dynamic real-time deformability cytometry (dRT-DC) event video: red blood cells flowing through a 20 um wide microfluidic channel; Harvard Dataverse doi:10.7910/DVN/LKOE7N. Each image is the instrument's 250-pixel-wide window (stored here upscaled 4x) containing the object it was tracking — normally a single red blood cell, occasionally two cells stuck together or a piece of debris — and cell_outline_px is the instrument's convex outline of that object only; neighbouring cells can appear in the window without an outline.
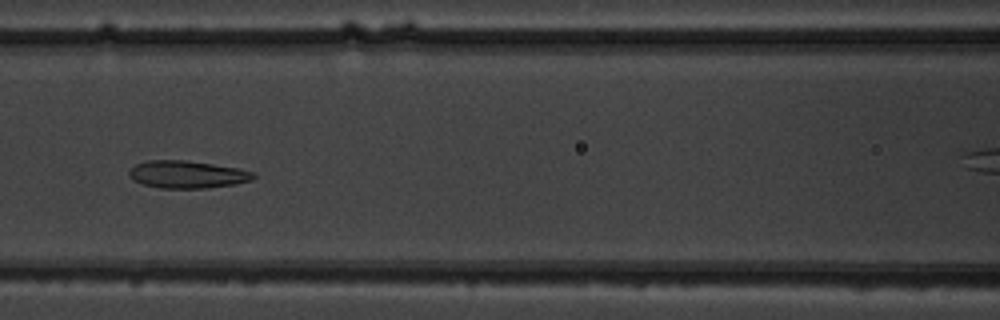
{"species": "common noctule bat (a hibernating species)", "species_latin": "Nyctalus noctula", "temperature_condition": "warm", "stored_images_in_passage": 9, "camera_frame_rate_fps": 3000, "um_per_image_px": 0.085, "animal": {"sex": "male", "body_mass_g": 19.5, "forearm_length_mm": 54.6}, "frame": {"image": 1, "passage_image": 6, "time_ms": 5.667, "image_size_px": [1000, 320], "cell_outline_px": [[256, 176], [252, 180], [236, 184], [208, 188], [160, 188], [144, 184], [132, 180], [128, 172], [136, 164], [148, 160], [184, 160], [240, 168], [256, 172]], "centroid_in_image_um": [15.96, 14.83], "position_along_channel_um": 150.6, "area_um2": 20.0}}
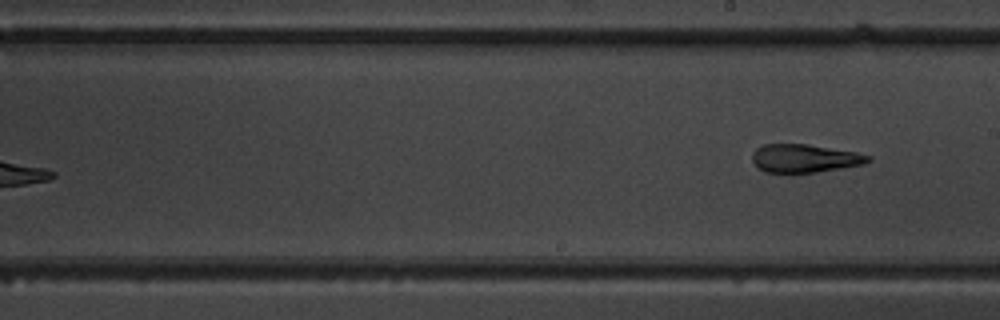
{"frame": {"image": 2, "passage_image": 9, "time_ms": 9.333, "image_size_px": [1000, 320], "cell_outline_px": [[872, 160], [864, 164], [816, 172], [764, 172], [752, 160], [752, 152], [756, 148], [764, 144], [808, 144], [856, 152], [872, 156]], "centroid_in_image_um": [68.41, 13.44], "position_along_channel_um": 220.6, "area_um2": 18.96}}